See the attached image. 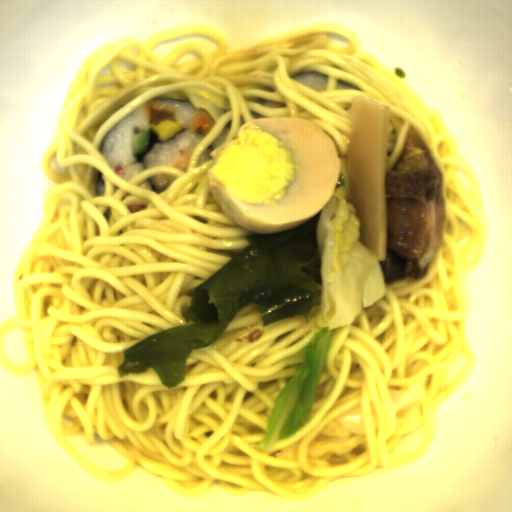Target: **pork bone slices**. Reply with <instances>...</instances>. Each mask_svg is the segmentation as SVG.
I'll return each instance as SVG.
<instances>
[{
  "mask_svg": "<svg viewBox=\"0 0 512 512\" xmlns=\"http://www.w3.org/2000/svg\"><path fill=\"white\" fill-rule=\"evenodd\" d=\"M387 240L385 261H377L384 283L412 274L426 276L442 242V171L410 126L396 169L385 173Z\"/></svg>",
  "mask_w": 512,
  "mask_h": 512,
  "instance_id": "1",
  "label": "pork bone slices"
}]
</instances>
